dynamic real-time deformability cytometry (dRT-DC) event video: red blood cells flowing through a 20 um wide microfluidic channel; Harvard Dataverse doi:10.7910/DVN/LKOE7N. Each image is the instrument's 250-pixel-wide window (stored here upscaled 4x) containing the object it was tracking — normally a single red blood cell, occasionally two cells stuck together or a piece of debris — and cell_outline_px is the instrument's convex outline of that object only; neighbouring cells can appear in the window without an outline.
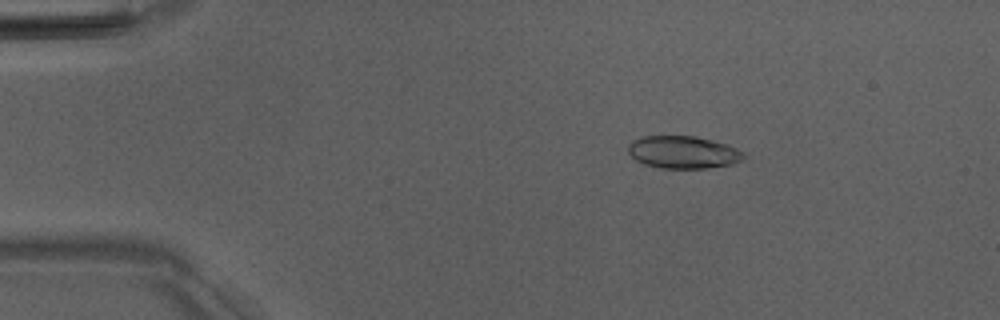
{"species": "Egyptian fruit bat (a non-hibernating species)", "species_latin": "Rousettus aegyptiacus", "temperature_condition": "room temperature", "stored_images_in_passage": 53, "camera_frame_rate_fps": 3000, "um_per_image_px": 0.085, "animal": {"sex": "male"}, "frame": {"image": 1, "passage_image": 9, "time_ms": 2.667, "image_size_px": [1000, 320], "cell_outline_px": [[748, 156], [732, 164], [708, 168], [660, 168], [644, 164], [636, 160], [628, 152], [628, 144], [632, 140], [644, 136], [692, 136], [712, 140], [728, 144], [744, 152]], "centroid_in_image_um": [58.08, 12.94], "position_along_channel_um": 26.9, "area_um2": 21.96}}
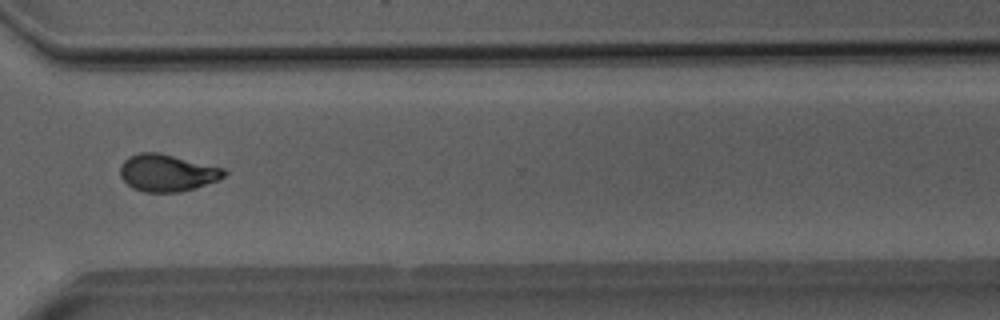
{"frame": {"image": 2, "passage_image": 39, "time_ms": 12.667, "image_size_px": [1000, 320], "cell_outline_px": [[228, 172], [224, 176], [216, 180], [180, 192], [144, 192], [132, 188], [120, 176], [120, 164], [128, 156], [140, 152], [156, 152], [224, 168]], "centroid_in_image_um": [14.15, 14.68], "position_along_channel_um": 356.4, "area_um2": 22.2}}
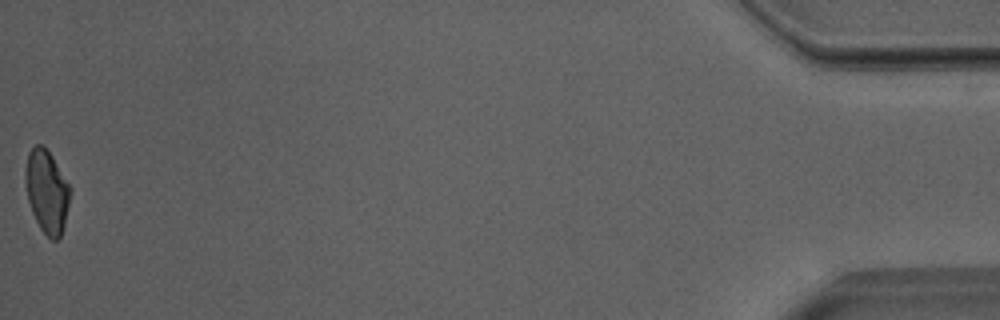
{"frame": {"image": 3, "passage_image": 52, "time_ms": 17.0, "image_size_px": [1000, 320], "cell_outline_px": [[72, 192], [64, 228], [60, 236], [56, 240], [52, 240], [40, 228], [32, 212], [28, 200], [24, 172], [28, 152], [36, 144], [40, 144], [52, 156], [72, 188]], "centroid_in_image_um": [4.0, 16.28], "position_along_channel_um": 431.2, "area_um2": 21.73}}